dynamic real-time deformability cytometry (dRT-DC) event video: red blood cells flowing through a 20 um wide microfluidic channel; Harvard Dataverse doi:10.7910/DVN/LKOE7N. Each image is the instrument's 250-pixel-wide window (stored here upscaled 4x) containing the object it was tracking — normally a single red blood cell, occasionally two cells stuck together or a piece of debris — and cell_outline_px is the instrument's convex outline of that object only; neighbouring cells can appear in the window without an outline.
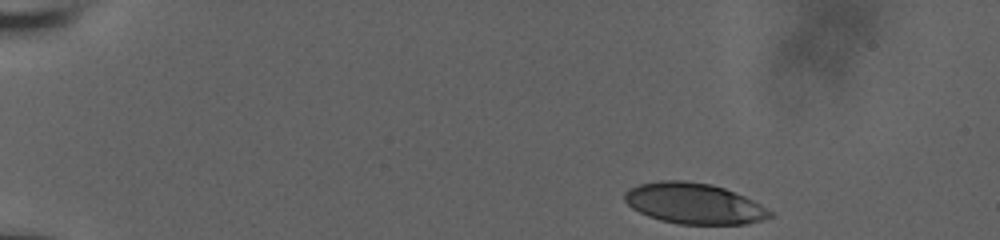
{"species": "human", "species_latin": "Homo sapiens", "temperature_condition": "room temperature", "stored_images_in_passage": 43, "camera_frame_rate_fps": 3000, "um_per_image_px": 0.085, "donor": {"sex": "male"}, "frame": {"image": 1, "passage_image": 1, "time_ms": 0.0, "image_size_px": [1000, 240], "cell_outline_px": [[776, 216], [764, 220], [744, 224], [680, 224], [660, 220], [648, 216], [632, 208], [624, 200], [624, 192], [628, 188], [640, 184], [660, 180], [684, 180], [712, 184], [724, 188], [744, 196], [760, 204], [772, 212]], "centroid_in_image_um": [58.99, 17.29], "position_along_channel_um": 26.0, "area_um2": 34.68}}
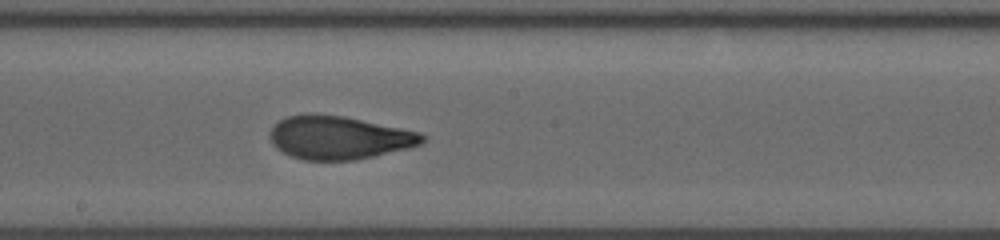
{"frame": {"image": 2, "passage_image": 25, "time_ms": 8.0, "image_size_px": [1000, 240], "cell_outline_px": [[424, 140], [420, 144], [408, 148], [356, 160], [304, 160], [292, 156], [276, 148], [272, 144], [268, 136], [272, 128], [280, 120], [288, 116], [344, 116], [420, 132], [424, 136]], "centroid_in_image_um": [28.82, 11.73], "position_along_channel_um": 219.4, "area_um2": 37.57}}
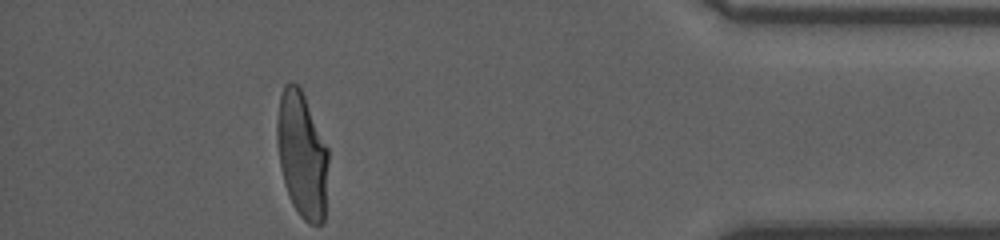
{"frame": {"image": 3, "passage_image": 43, "time_ms": 14.0, "image_size_px": [1000, 240], "cell_outline_px": [[328, 160], [324, 220], [320, 224], [308, 224], [300, 216], [292, 204], [288, 196], [284, 184], [280, 164], [276, 136], [276, 124], [280, 96], [284, 84], [288, 80], [292, 80], [300, 88], [304, 96], [328, 148]], "centroid_in_image_um": [25.66, 13.15], "position_along_channel_um": 409.5, "area_um2": 37.69}, "authors_computed_cell_mechanics": {"area_um2": 37.9168, "velocity_mm_per_s": 3.8446, "shape_relaxation_time_tau1_ms": 8.6742, "shape_relaxation_time_tau2_ms": 0.8792, "deformation_change_tau1": 0.2838, "deformation_change_tau2": 0.0774}}